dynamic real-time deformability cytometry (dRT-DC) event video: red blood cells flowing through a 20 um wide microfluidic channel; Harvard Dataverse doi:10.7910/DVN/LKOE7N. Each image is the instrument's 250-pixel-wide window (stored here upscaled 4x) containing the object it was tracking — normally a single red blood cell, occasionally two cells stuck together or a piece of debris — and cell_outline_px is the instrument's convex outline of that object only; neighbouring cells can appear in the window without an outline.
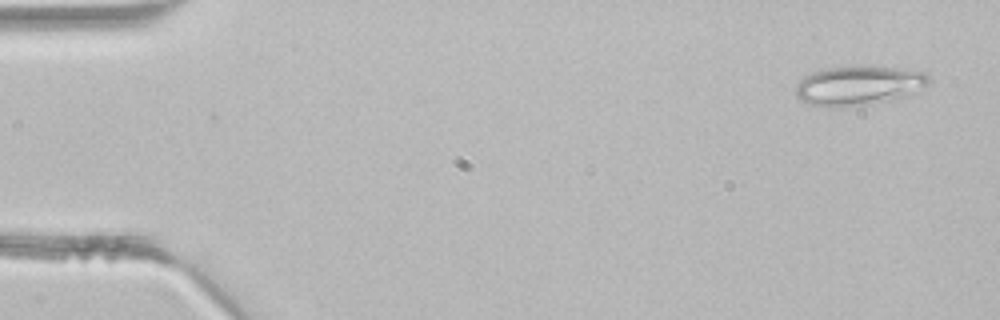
{"species": "common noctule bat (a hibernating species)", "species_latin": "Nyctalus noctula", "temperature_condition": "room temperature", "stored_images_in_passage": 5, "camera_frame_rate_fps": 3000, "um_per_image_px": 0.085, "animal": {"sex": "male", "body_mass_g": 21.5, "forearm_length_mm": 52.0}, "frame": {"image": 1, "passage_image": 1, "time_ms": 0.0, "image_size_px": [1000, 320], "cell_outline_px": [[932, 80], [928, 84], [908, 96], [864, 104], [840, 108], [820, 108], [808, 104], [800, 100], [796, 96], [796, 84], [804, 76], [812, 72], [824, 68], [860, 64], [864, 64], [896, 68], [924, 72]], "centroid_in_image_um": [72.93, 7.26], "position_along_channel_um": 12.1, "area_um2": 31.27}}